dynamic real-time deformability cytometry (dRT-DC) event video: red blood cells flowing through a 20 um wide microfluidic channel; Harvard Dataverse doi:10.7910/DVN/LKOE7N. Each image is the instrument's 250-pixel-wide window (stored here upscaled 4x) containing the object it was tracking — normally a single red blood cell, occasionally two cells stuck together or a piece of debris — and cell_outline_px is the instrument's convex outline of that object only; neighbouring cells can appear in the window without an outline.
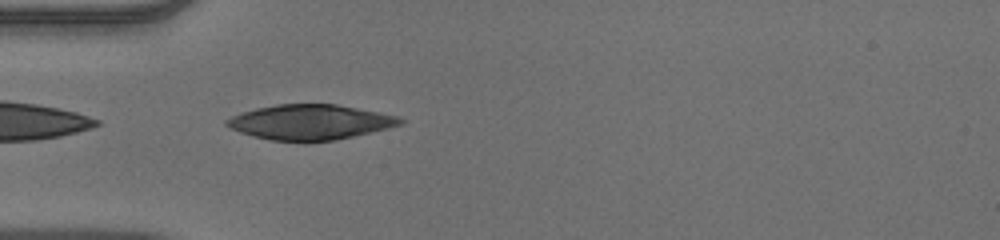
{"species": "human", "species_latin": "Homo sapiens", "temperature_condition": "warm", "stored_images_in_passage": 37, "camera_frame_rate_fps": 3000, "um_per_image_px": 0.085, "donor": {"sex": "male"}, "frame": {"image": 1, "passage_image": 1, "time_ms": 0.0, "image_size_px": [1000, 240], "cell_outline_px": [[404, 124], [388, 128], [336, 140], [272, 140], [252, 136], [240, 132], [224, 124], [224, 120], [232, 116], [256, 108], [276, 104], [336, 104], [396, 116], [404, 120]], "centroid_in_image_um": [26.35, 10.37], "position_along_channel_um": 58.7, "area_um2": 34.85}}
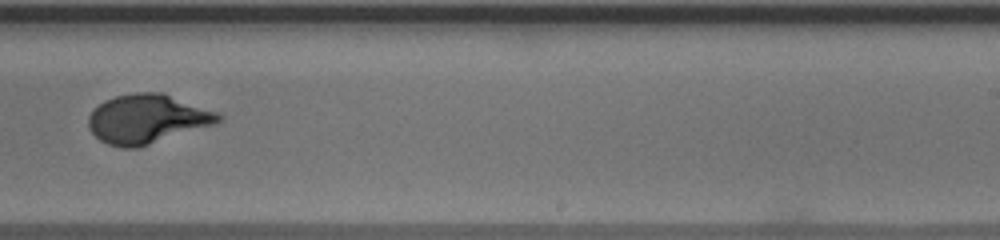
{"frame": {"image": 2, "passage_image": 18, "time_ms": 5.667, "image_size_px": [1000, 240], "cell_outline_px": [[224, 116], [216, 124], [136, 148], [120, 148], [108, 144], [100, 140], [88, 128], [88, 116], [104, 100], [116, 96], [136, 92], [164, 92], [216, 112]], "centroid_in_image_um": [12.51, 10.11], "position_along_channel_um": 276.5, "area_um2": 37.05}}
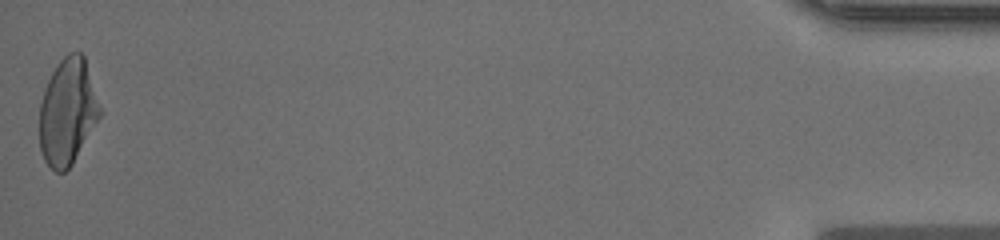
{"frame": {"image": 3, "passage_image": 37, "time_ms": 12.0, "image_size_px": [1000, 240], "cell_outline_px": [[104, 112], [72, 164], [64, 172], [56, 172], [44, 160], [40, 148], [40, 104], [44, 88], [52, 72], [60, 60], [68, 52], [80, 52], [84, 56]], "centroid_in_image_um": [5.78, 9.49], "position_along_channel_um": 429.4, "area_um2": 37.74}, "authors_computed_cell_mechanics": {"area_um2": 36.992, "velocity_mm_per_s": 3.9286, "shape_relaxation_time_tau1_ms": 4.8844, "shape_relaxation_time_tau2_ms": null, "deformation_change_tau1": 0.25, "deformation_change_tau2": null}}